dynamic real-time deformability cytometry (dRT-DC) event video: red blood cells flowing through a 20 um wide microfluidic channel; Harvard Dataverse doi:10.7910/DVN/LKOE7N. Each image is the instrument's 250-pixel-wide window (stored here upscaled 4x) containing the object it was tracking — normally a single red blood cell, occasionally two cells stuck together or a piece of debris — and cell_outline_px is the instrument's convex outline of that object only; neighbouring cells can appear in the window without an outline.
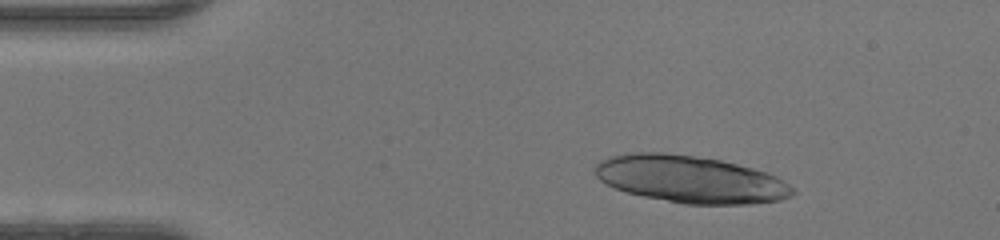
{"species": "human", "species_latin": "Homo sapiens", "temperature_condition": "warm", "stored_images_in_passage": 41, "segment_of_instrument_passage": [1, 2], "camera_frame_rate_fps": 3000, "um_per_image_px": 0.085, "donor": {"sex": "female"}, "frame": {"image": 1, "passage_image": 1, "time_ms": 0.0, "image_size_px": [1000, 240], "cell_outline_px": [[796, 192], [792, 196], [780, 200], [748, 204], [684, 204], [644, 196], [628, 192], [616, 188], [600, 180], [596, 176], [592, 168], [600, 160], [612, 156], [632, 152], [664, 152], [720, 160], [768, 172], [784, 180], [796, 188]], "centroid_in_image_um": [58.71, 15.24], "position_along_channel_um": 26.3, "area_um2": 54.33}}